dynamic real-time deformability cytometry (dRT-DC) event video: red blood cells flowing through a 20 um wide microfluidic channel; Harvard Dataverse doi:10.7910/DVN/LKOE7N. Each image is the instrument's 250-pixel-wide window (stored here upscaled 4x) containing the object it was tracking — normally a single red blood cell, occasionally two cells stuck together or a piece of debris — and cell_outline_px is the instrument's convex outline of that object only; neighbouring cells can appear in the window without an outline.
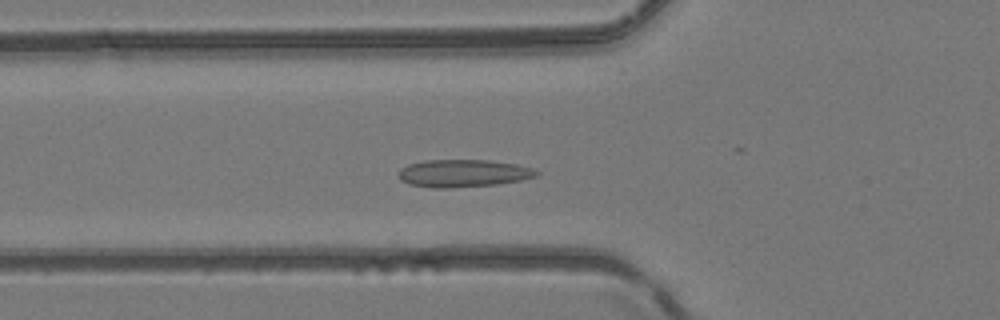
{"species": "common noctule bat (a hibernating species)", "species_latin": "Nyctalus noctula", "temperature_condition": "room temperature", "stored_images_in_passage": 47, "camera_frame_rate_fps": 3000, "um_per_image_px": 0.085, "animal": {"sex": "female", "body_mass_g": 24.6, "forearm_length_mm": 56.2}, "frame": {"image": 1, "passage_image": 14, "time_ms": 4.333, "image_size_px": [1000, 320], "cell_outline_px": [[540, 172], [536, 176], [520, 180], [496, 184], [448, 188], [432, 188], [408, 184], [400, 180], [400, 168], [408, 164], [424, 160], [488, 160], [516, 164], [532, 168]], "centroid_in_image_um": [39.35, 14.73], "position_along_channel_um": 86.5, "area_um2": 22.08}}
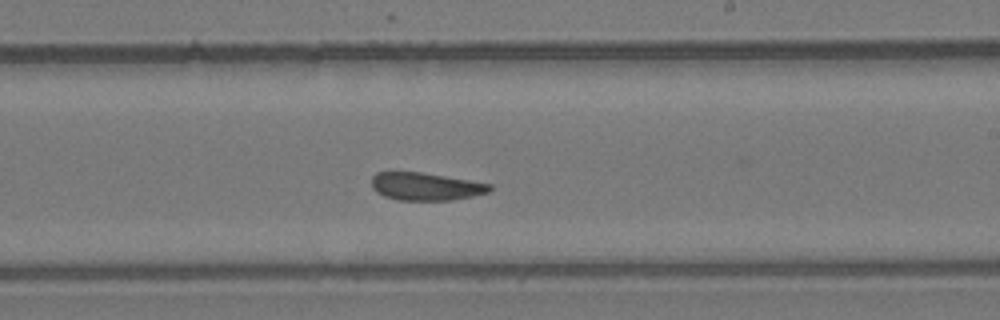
{"frame": {"image": 2, "passage_image": 26, "time_ms": 8.333, "image_size_px": [1000, 320], "cell_outline_px": [[492, 188], [488, 192], [472, 196], [452, 200], [396, 200], [384, 196], [376, 192], [372, 188], [372, 176], [376, 172], [424, 172], [492, 184]], "centroid_in_image_um": [36.17, 15.84], "position_along_channel_um": 252.8, "area_um2": 19.19}}
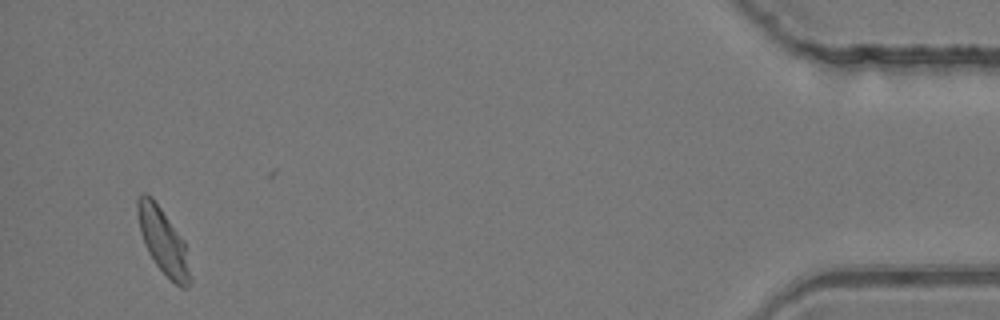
{"frame": {"image": 3, "passage_image": 44, "time_ms": 14.333, "image_size_px": [1000, 320], "cell_outline_px": [[192, 280], [188, 288], [180, 288], [156, 264], [148, 252], [140, 232], [136, 212], [136, 200], [144, 192], [148, 192], [152, 196], [184, 240], [192, 276]], "centroid_in_image_um": [13.87, 20.48], "position_along_channel_um": 421.3, "area_um2": 20.23}, "authors_computed_cell_mechanics": {"area_um2": 20.519, "velocity_mm_per_s": 4.1467, "shape_relaxation_time_tau1_ms": null, "shape_relaxation_time_tau2_ms": 2.7363, "deformation_change_tau1": null, "deformation_change_tau2": 0.066}}